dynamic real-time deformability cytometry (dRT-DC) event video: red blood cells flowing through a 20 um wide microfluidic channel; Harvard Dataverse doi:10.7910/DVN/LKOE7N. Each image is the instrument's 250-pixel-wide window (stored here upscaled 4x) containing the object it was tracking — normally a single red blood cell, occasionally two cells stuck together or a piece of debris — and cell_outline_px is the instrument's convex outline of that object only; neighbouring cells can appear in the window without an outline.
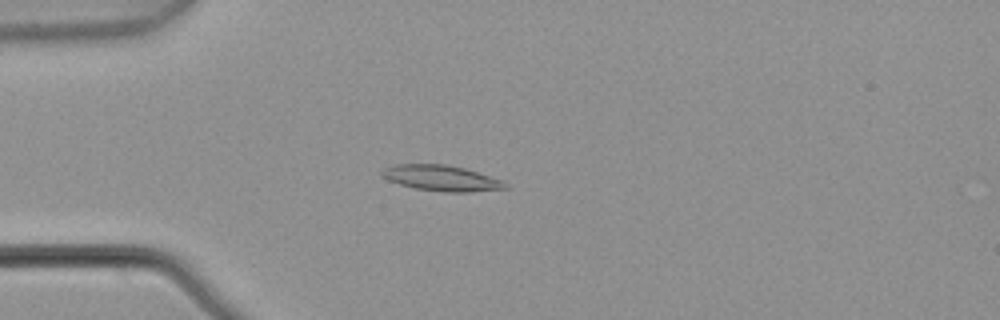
{"species": "common noctule bat (a hibernating species)", "species_latin": "Nyctalus noctula", "temperature_condition": "warm", "stored_images_in_passage": 4, "camera_frame_rate_fps": 3000, "um_per_image_px": 0.085, "animal": {"sex": "male", "body_mass_g": 21.5, "forearm_length_mm": 52.0}, "frame": {"image": 1, "passage_image": 4, "time_ms": 1.0, "image_size_px": [1000, 320], "cell_outline_px": [[508, 188], [468, 192], [444, 192], [416, 188], [400, 184], [388, 180], [380, 176], [380, 172], [384, 168], [396, 164], [444, 164], [464, 168], [504, 180], [508, 184]], "centroid_in_image_um": [37.53, 15.14], "position_along_channel_um": 47.5, "area_um2": 18.5}}